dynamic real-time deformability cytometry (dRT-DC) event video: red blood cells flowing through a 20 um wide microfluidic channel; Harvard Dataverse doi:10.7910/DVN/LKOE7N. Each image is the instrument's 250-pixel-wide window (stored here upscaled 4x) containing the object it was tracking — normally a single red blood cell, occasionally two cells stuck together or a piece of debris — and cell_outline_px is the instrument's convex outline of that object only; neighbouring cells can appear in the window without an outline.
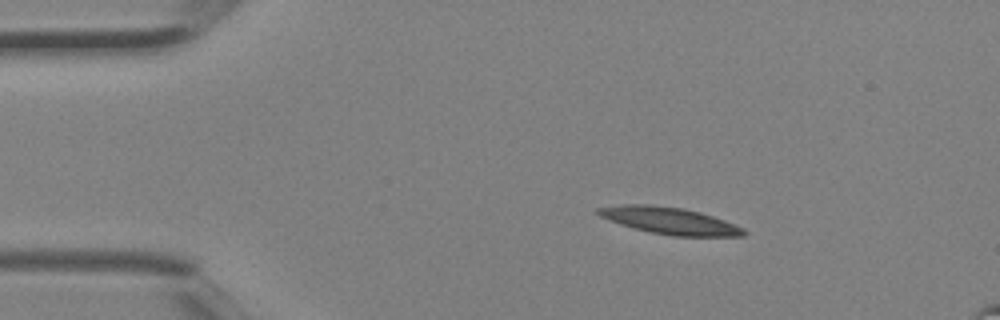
{"species": "Egyptian fruit bat (a non-hibernating species)", "species_latin": "Rousettus aegyptiacus", "temperature_condition": "room temperature", "stored_images_in_passage": 4, "camera_frame_rate_fps": 3000, "um_per_image_px": 0.085, "animal": {"sex": "female"}, "frame": {"image": 1, "passage_image": 2, "time_ms": 0.333, "image_size_px": [1000, 320], "cell_outline_px": [[748, 232], [744, 236], [672, 236], [652, 232], [620, 224], [600, 216], [596, 212], [596, 208], [624, 204], [652, 204], [684, 208], [700, 212], [724, 220], [744, 228]], "centroid_in_image_um": [56.94, 18.75], "position_along_channel_um": 28.1, "area_um2": 22.72}}